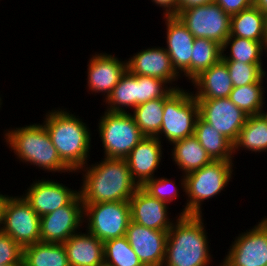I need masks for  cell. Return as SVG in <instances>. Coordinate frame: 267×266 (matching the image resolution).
<instances>
[{"label":"cell","mask_w":267,"mask_h":266,"mask_svg":"<svg viewBox=\"0 0 267 266\" xmlns=\"http://www.w3.org/2000/svg\"><path fill=\"white\" fill-rule=\"evenodd\" d=\"M203 215H179L168 231L162 266H209L212 260Z\"/></svg>","instance_id":"obj_3"},{"label":"cell","mask_w":267,"mask_h":266,"mask_svg":"<svg viewBox=\"0 0 267 266\" xmlns=\"http://www.w3.org/2000/svg\"><path fill=\"white\" fill-rule=\"evenodd\" d=\"M166 25V46L164 47L176 72L190 82L191 58L195 37L176 16H163ZM182 74V75H181Z\"/></svg>","instance_id":"obj_17"},{"label":"cell","mask_w":267,"mask_h":266,"mask_svg":"<svg viewBox=\"0 0 267 266\" xmlns=\"http://www.w3.org/2000/svg\"><path fill=\"white\" fill-rule=\"evenodd\" d=\"M193 136L212 160L234 161L233 143L200 116L197 118Z\"/></svg>","instance_id":"obj_26"},{"label":"cell","mask_w":267,"mask_h":266,"mask_svg":"<svg viewBox=\"0 0 267 266\" xmlns=\"http://www.w3.org/2000/svg\"><path fill=\"white\" fill-rule=\"evenodd\" d=\"M161 143L157 137L145 136L126 157L131 176L139 187L156 177L164 154Z\"/></svg>","instance_id":"obj_20"},{"label":"cell","mask_w":267,"mask_h":266,"mask_svg":"<svg viewBox=\"0 0 267 266\" xmlns=\"http://www.w3.org/2000/svg\"><path fill=\"white\" fill-rule=\"evenodd\" d=\"M43 119L60 159L76 174L90 159L92 134L88 124L66 108L49 110Z\"/></svg>","instance_id":"obj_2"},{"label":"cell","mask_w":267,"mask_h":266,"mask_svg":"<svg viewBox=\"0 0 267 266\" xmlns=\"http://www.w3.org/2000/svg\"><path fill=\"white\" fill-rule=\"evenodd\" d=\"M2 232L9 235L22 248L41 241L40 217L22 195L6 194Z\"/></svg>","instance_id":"obj_10"},{"label":"cell","mask_w":267,"mask_h":266,"mask_svg":"<svg viewBox=\"0 0 267 266\" xmlns=\"http://www.w3.org/2000/svg\"><path fill=\"white\" fill-rule=\"evenodd\" d=\"M221 49L222 59L224 61H239L245 64H263L264 61H262V57L265 56L263 55L264 53L267 54V42H258L237 36H229L221 46ZM227 49H230L229 53Z\"/></svg>","instance_id":"obj_27"},{"label":"cell","mask_w":267,"mask_h":266,"mask_svg":"<svg viewBox=\"0 0 267 266\" xmlns=\"http://www.w3.org/2000/svg\"><path fill=\"white\" fill-rule=\"evenodd\" d=\"M233 87L256 83L265 73L264 64H245L239 61H225ZM264 68V69H263Z\"/></svg>","instance_id":"obj_35"},{"label":"cell","mask_w":267,"mask_h":266,"mask_svg":"<svg viewBox=\"0 0 267 266\" xmlns=\"http://www.w3.org/2000/svg\"><path fill=\"white\" fill-rule=\"evenodd\" d=\"M82 172L79 193L83 204L129 201L139 185L133 180L126 158H104L87 163Z\"/></svg>","instance_id":"obj_1"},{"label":"cell","mask_w":267,"mask_h":266,"mask_svg":"<svg viewBox=\"0 0 267 266\" xmlns=\"http://www.w3.org/2000/svg\"><path fill=\"white\" fill-rule=\"evenodd\" d=\"M125 236L143 266L163 265L168 231L147 228L130 221Z\"/></svg>","instance_id":"obj_18"},{"label":"cell","mask_w":267,"mask_h":266,"mask_svg":"<svg viewBox=\"0 0 267 266\" xmlns=\"http://www.w3.org/2000/svg\"><path fill=\"white\" fill-rule=\"evenodd\" d=\"M215 0H179V10L187 9L193 6L213 3Z\"/></svg>","instance_id":"obj_40"},{"label":"cell","mask_w":267,"mask_h":266,"mask_svg":"<svg viewBox=\"0 0 267 266\" xmlns=\"http://www.w3.org/2000/svg\"><path fill=\"white\" fill-rule=\"evenodd\" d=\"M266 76L265 73L256 83L233 87L228 98L248 116L265 112V86L263 84L267 80Z\"/></svg>","instance_id":"obj_29"},{"label":"cell","mask_w":267,"mask_h":266,"mask_svg":"<svg viewBox=\"0 0 267 266\" xmlns=\"http://www.w3.org/2000/svg\"><path fill=\"white\" fill-rule=\"evenodd\" d=\"M2 103H3V100L1 99V95H0V109L3 107Z\"/></svg>","instance_id":"obj_44"},{"label":"cell","mask_w":267,"mask_h":266,"mask_svg":"<svg viewBox=\"0 0 267 266\" xmlns=\"http://www.w3.org/2000/svg\"><path fill=\"white\" fill-rule=\"evenodd\" d=\"M83 220L84 204L78 193L67 205L40 217L41 242L63 244L83 229Z\"/></svg>","instance_id":"obj_12"},{"label":"cell","mask_w":267,"mask_h":266,"mask_svg":"<svg viewBox=\"0 0 267 266\" xmlns=\"http://www.w3.org/2000/svg\"><path fill=\"white\" fill-rule=\"evenodd\" d=\"M23 248L9 235L0 233V265H20Z\"/></svg>","instance_id":"obj_37"},{"label":"cell","mask_w":267,"mask_h":266,"mask_svg":"<svg viewBox=\"0 0 267 266\" xmlns=\"http://www.w3.org/2000/svg\"><path fill=\"white\" fill-rule=\"evenodd\" d=\"M215 2L230 16L253 5V0H215Z\"/></svg>","instance_id":"obj_38"},{"label":"cell","mask_w":267,"mask_h":266,"mask_svg":"<svg viewBox=\"0 0 267 266\" xmlns=\"http://www.w3.org/2000/svg\"><path fill=\"white\" fill-rule=\"evenodd\" d=\"M199 116L232 143L245 125L248 115L238 108L228 97L197 99Z\"/></svg>","instance_id":"obj_13"},{"label":"cell","mask_w":267,"mask_h":266,"mask_svg":"<svg viewBox=\"0 0 267 266\" xmlns=\"http://www.w3.org/2000/svg\"><path fill=\"white\" fill-rule=\"evenodd\" d=\"M163 113L160 132L156 136L161 142L166 139L171 145L175 141L194 135L199 105L190 89H175L164 98Z\"/></svg>","instance_id":"obj_6"},{"label":"cell","mask_w":267,"mask_h":266,"mask_svg":"<svg viewBox=\"0 0 267 266\" xmlns=\"http://www.w3.org/2000/svg\"><path fill=\"white\" fill-rule=\"evenodd\" d=\"M22 261L27 266H69L63 244L41 241L23 248Z\"/></svg>","instance_id":"obj_28"},{"label":"cell","mask_w":267,"mask_h":266,"mask_svg":"<svg viewBox=\"0 0 267 266\" xmlns=\"http://www.w3.org/2000/svg\"><path fill=\"white\" fill-rule=\"evenodd\" d=\"M6 194L0 192V233L3 230V207L5 204Z\"/></svg>","instance_id":"obj_42"},{"label":"cell","mask_w":267,"mask_h":266,"mask_svg":"<svg viewBox=\"0 0 267 266\" xmlns=\"http://www.w3.org/2000/svg\"><path fill=\"white\" fill-rule=\"evenodd\" d=\"M242 149L258 154L267 152V112L248 116L241 128L236 141L233 143L235 154Z\"/></svg>","instance_id":"obj_25"},{"label":"cell","mask_w":267,"mask_h":266,"mask_svg":"<svg viewBox=\"0 0 267 266\" xmlns=\"http://www.w3.org/2000/svg\"><path fill=\"white\" fill-rule=\"evenodd\" d=\"M179 185H176V181L156 176L153 179L148 180L142 188L149 193L152 197L157 198L158 200L170 204L173 200L178 199L179 197Z\"/></svg>","instance_id":"obj_36"},{"label":"cell","mask_w":267,"mask_h":266,"mask_svg":"<svg viewBox=\"0 0 267 266\" xmlns=\"http://www.w3.org/2000/svg\"><path fill=\"white\" fill-rule=\"evenodd\" d=\"M103 102L107 104L105 110L109 112L129 113L130 109L133 110L137 106V75L126 70L111 94Z\"/></svg>","instance_id":"obj_30"},{"label":"cell","mask_w":267,"mask_h":266,"mask_svg":"<svg viewBox=\"0 0 267 266\" xmlns=\"http://www.w3.org/2000/svg\"><path fill=\"white\" fill-rule=\"evenodd\" d=\"M130 221L129 201L84 204L85 231L103 243L125 236Z\"/></svg>","instance_id":"obj_8"},{"label":"cell","mask_w":267,"mask_h":266,"mask_svg":"<svg viewBox=\"0 0 267 266\" xmlns=\"http://www.w3.org/2000/svg\"><path fill=\"white\" fill-rule=\"evenodd\" d=\"M229 36L267 42V15L254 5L232 15Z\"/></svg>","instance_id":"obj_24"},{"label":"cell","mask_w":267,"mask_h":266,"mask_svg":"<svg viewBox=\"0 0 267 266\" xmlns=\"http://www.w3.org/2000/svg\"><path fill=\"white\" fill-rule=\"evenodd\" d=\"M221 58L220 44L207 38H195L191 58V82Z\"/></svg>","instance_id":"obj_32"},{"label":"cell","mask_w":267,"mask_h":266,"mask_svg":"<svg viewBox=\"0 0 267 266\" xmlns=\"http://www.w3.org/2000/svg\"><path fill=\"white\" fill-rule=\"evenodd\" d=\"M233 167L234 161L212 160L199 170L180 176L179 185L187 199L178 215H204L202 204L225 191L233 178Z\"/></svg>","instance_id":"obj_5"},{"label":"cell","mask_w":267,"mask_h":266,"mask_svg":"<svg viewBox=\"0 0 267 266\" xmlns=\"http://www.w3.org/2000/svg\"><path fill=\"white\" fill-rule=\"evenodd\" d=\"M253 5L267 15V0H253Z\"/></svg>","instance_id":"obj_41"},{"label":"cell","mask_w":267,"mask_h":266,"mask_svg":"<svg viewBox=\"0 0 267 266\" xmlns=\"http://www.w3.org/2000/svg\"><path fill=\"white\" fill-rule=\"evenodd\" d=\"M6 131V132H5ZM4 142L23 164L34 165L46 173L73 172L61 159L43 123L4 130Z\"/></svg>","instance_id":"obj_4"},{"label":"cell","mask_w":267,"mask_h":266,"mask_svg":"<svg viewBox=\"0 0 267 266\" xmlns=\"http://www.w3.org/2000/svg\"><path fill=\"white\" fill-rule=\"evenodd\" d=\"M0 266H19V265H0Z\"/></svg>","instance_id":"obj_47"},{"label":"cell","mask_w":267,"mask_h":266,"mask_svg":"<svg viewBox=\"0 0 267 266\" xmlns=\"http://www.w3.org/2000/svg\"><path fill=\"white\" fill-rule=\"evenodd\" d=\"M104 262L112 266H143L126 236L104 242Z\"/></svg>","instance_id":"obj_33"},{"label":"cell","mask_w":267,"mask_h":266,"mask_svg":"<svg viewBox=\"0 0 267 266\" xmlns=\"http://www.w3.org/2000/svg\"><path fill=\"white\" fill-rule=\"evenodd\" d=\"M78 193L79 190L71 189L57 180H48L44 177L30 183L22 196L39 217H42L67 205Z\"/></svg>","instance_id":"obj_15"},{"label":"cell","mask_w":267,"mask_h":266,"mask_svg":"<svg viewBox=\"0 0 267 266\" xmlns=\"http://www.w3.org/2000/svg\"><path fill=\"white\" fill-rule=\"evenodd\" d=\"M129 205L131 221L155 230L169 231L179 217L169 218V205L152 197L142 187L130 198Z\"/></svg>","instance_id":"obj_19"},{"label":"cell","mask_w":267,"mask_h":266,"mask_svg":"<svg viewBox=\"0 0 267 266\" xmlns=\"http://www.w3.org/2000/svg\"><path fill=\"white\" fill-rule=\"evenodd\" d=\"M232 241L222 262L227 266L267 265V221L263 218Z\"/></svg>","instance_id":"obj_11"},{"label":"cell","mask_w":267,"mask_h":266,"mask_svg":"<svg viewBox=\"0 0 267 266\" xmlns=\"http://www.w3.org/2000/svg\"><path fill=\"white\" fill-rule=\"evenodd\" d=\"M19 266H27V265L22 261Z\"/></svg>","instance_id":"obj_45"},{"label":"cell","mask_w":267,"mask_h":266,"mask_svg":"<svg viewBox=\"0 0 267 266\" xmlns=\"http://www.w3.org/2000/svg\"><path fill=\"white\" fill-rule=\"evenodd\" d=\"M126 63L127 70L134 75L155 77L168 82L174 89L183 88L177 85L181 76L174 69L169 54L162 46L142 49L130 56Z\"/></svg>","instance_id":"obj_16"},{"label":"cell","mask_w":267,"mask_h":266,"mask_svg":"<svg viewBox=\"0 0 267 266\" xmlns=\"http://www.w3.org/2000/svg\"><path fill=\"white\" fill-rule=\"evenodd\" d=\"M122 60L106 52L91 55L87 63V91L94 95L101 93L106 100L127 70L126 59Z\"/></svg>","instance_id":"obj_14"},{"label":"cell","mask_w":267,"mask_h":266,"mask_svg":"<svg viewBox=\"0 0 267 266\" xmlns=\"http://www.w3.org/2000/svg\"><path fill=\"white\" fill-rule=\"evenodd\" d=\"M217 266H227V265H225V264L221 261V263H220L219 265H217Z\"/></svg>","instance_id":"obj_46"},{"label":"cell","mask_w":267,"mask_h":266,"mask_svg":"<svg viewBox=\"0 0 267 266\" xmlns=\"http://www.w3.org/2000/svg\"><path fill=\"white\" fill-rule=\"evenodd\" d=\"M157 7H162L163 16L176 15L179 11V0H151Z\"/></svg>","instance_id":"obj_39"},{"label":"cell","mask_w":267,"mask_h":266,"mask_svg":"<svg viewBox=\"0 0 267 266\" xmlns=\"http://www.w3.org/2000/svg\"><path fill=\"white\" fill-rule=\"evenodd\" d=\"M190 83L197 89L192 91L196 99L227 98L233 89L226 62L222 58Z\"/></svg>","instance_id":"obj_21"},{"label":"cell","mask_w":267,"mask_h":266,"mask_svg":"<svg viewBox=\"0 0 267 266\" xmlns=\"http://www.w3.org/2000/svg\"><path fill=\"white\" fill-rule=\"evenodd\" d=\"M164 98H157L136 106L132 111L135 123L147 137H156L163 120Z\"/></svg>","instance_id":"obj_31"},{"label":"cell","mask_w":267,"mask_h":266,"mask_svg":"<svg viewBox=\"0 0 267 266\" xmlns=\"http://www.w3.org/2000/svg\"><path fill=\"white\" fill-rule=\"evenodd\" d=\"M63 246L69 266H96L104 262V243L87 231L73 234Z\"/></svg>","instance_id":"obj_22"},{"label":"cell","mask_w":267,"mask_h":266,"mask_svg":"<svg viewBox=\"0 0 267 266\" xmlns=\"http://www.w3.org/2000/svg\"><path fill=\"white\" fill-rule=\"evenodd\" d=\"M174 90L164 80L137 75V106L153 99L166 98Z\"/></svg>","instance_id":"obj_34"},{"label":"cell","mask_w":267,"mask_h":266,"mask_svg":"<svg viewBox=\"0 0 267 266\" xmlns=\"http://www.w3.org/2000/svg\"><path fill=\"white\" fill-rule=\"evenodd\" d=\"M171 145L173 148L171 149L172 154L170 153L171 159L184 176L199 170L212 161L195 136L175 141Z\"/></svg>","instance_id":"obj_23"},{"label":"cell","mask_w":267,"mask_h":266,"mask_svg":"<svg viewBox=\"0 0 267 266\" xmlns=\"http://www.w3.org/2000/svg\"><path fill=\"white\" fill-rule=\"evenodd\" d=\"M102 114L97 131L104 150L103 158H126L145 136L130 112L105 110Z\"/></svg>","instance_id":"obj_7"},{"label":"cell","mask_w":267,"mask_h":266,"mask_svg":"<svg viewBox=\"0 0 267 266\" xmlns=\"http://www.w3.org/2000/svg\"><path fill=\"white\" fill-rule=\"evenodd\" d=\"M176 16L195 38H207L222 46L230 35L231 16L216 2L179 10Z\"/></svg>","instance_id":"obj_9"},{"label":"cell","mask_w":267,"mask_h":266,"mask_svg":"<svg viewBox=\"0 0 267 266\" xmlns=\"http://www.w3.org/2000/svg\"><path fill=\"white\" fill-rule=\"evenodd\" d=\"M96 266H112V265L107 264L106 262H103V263H101V264H99V265H96Z\"/></svg>","instance_id":"obj_43"}]
</instances>
